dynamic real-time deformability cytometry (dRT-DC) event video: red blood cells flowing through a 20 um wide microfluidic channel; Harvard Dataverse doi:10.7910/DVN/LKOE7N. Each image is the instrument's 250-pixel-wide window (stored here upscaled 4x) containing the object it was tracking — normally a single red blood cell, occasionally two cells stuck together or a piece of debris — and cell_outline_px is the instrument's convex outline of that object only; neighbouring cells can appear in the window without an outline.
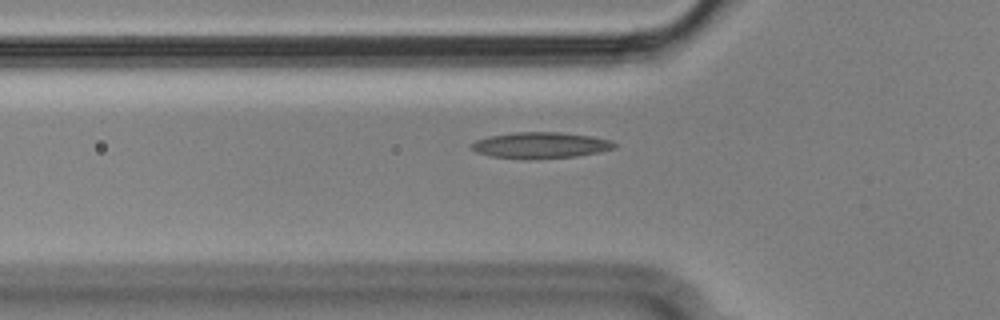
{"species": "Egyptian fruit bat (a non-hibernating species)", "species_latin": "Rousettus aegyptiacus", "temperature_condition": "cold", "stored_images_in_passage": 41, "camera_frame_rate_fps": 3000, "um_per_image_px": 0.085, "animal": {"sex": "male"}, "frame": {"image": 1, "passage_image": 6, "time_ms": 1.667, "image_size_px": [1000, 320], "cell_outline_px": [[616, 148], [600, 152], [576, 156], [492, 156], [476, 152], [472, 148], [472, 144], [476, 140], [492, 136], [516, 132], [560, 132], [592, 136], [612, 140], [616, 144]], "centroid_in_image_um": [46.05, 12.29], "position_along_channel_um": 79.8, "area_um2": 20.58}}
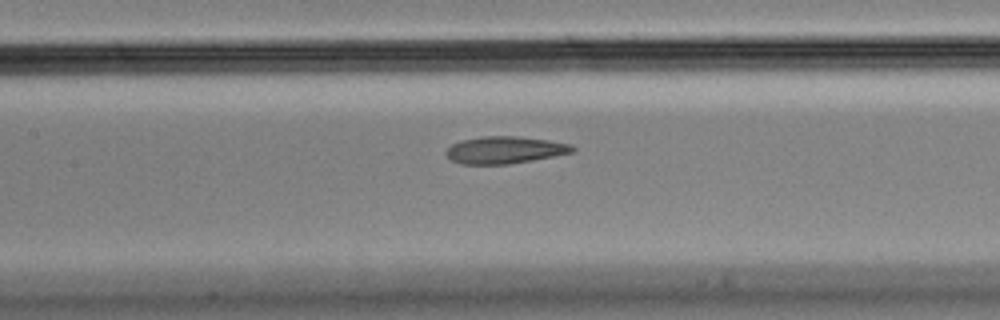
{"frame": {"image": 2, "passage_image": 13, "time_ms": 4.0, "image_size_px": [1000, 320], "cell_outline_px": [[576, 148], [572, 152], [556, 156], [508, 164], [460, 164], [452, 160], [444, 152], [452, 144], [460, 140], [480, 136], [516, 136], [548, 140], [572, 144]], "centroid_in_image_um": [42.9, 12.74], "position_along_channel_um": 164.5, "area_um2": 20.06}}
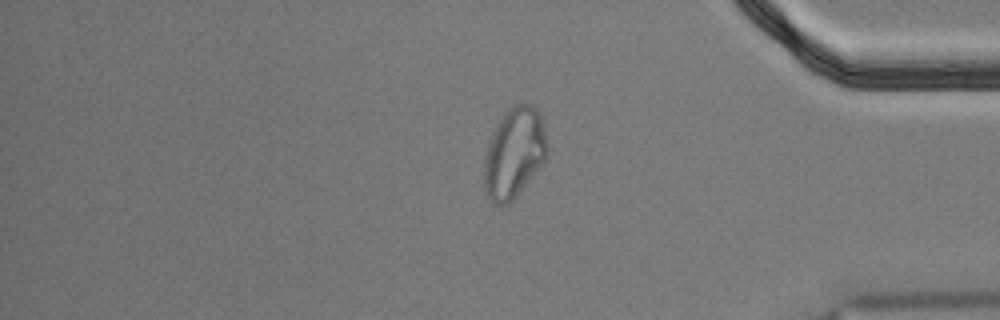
{"frame": {"image": 3, "passage_image": 34, "time_ms": 11.0, "image_size_px": [1000, 320], "cell_outline_px": [[548, 152], [544, 160], [516, 196], [508, 204], [496, 204], [488, 196], [484, 184], [484, 160], [488, 140], [492, 132], [504, 112], [512, 104], [528, 104], [536, 108], [540, 116], [544, 128], [548, 144]], "centroid_in_image_um": [43.69, 12.96], "position_along_channel_um": 391.5, "area_um2": 32.89}, "authors_computed_cell_mechanics": {"area_um2": 20.3456, "velocity_mm_per_s": 3.5855, "shape_relaxation_time_tau1_ms": null, "shape_relaxation_time_tau2_ms": 2.0263, "deformation_change_tau1": null, "deformation_change_tau2": 0.0778}}